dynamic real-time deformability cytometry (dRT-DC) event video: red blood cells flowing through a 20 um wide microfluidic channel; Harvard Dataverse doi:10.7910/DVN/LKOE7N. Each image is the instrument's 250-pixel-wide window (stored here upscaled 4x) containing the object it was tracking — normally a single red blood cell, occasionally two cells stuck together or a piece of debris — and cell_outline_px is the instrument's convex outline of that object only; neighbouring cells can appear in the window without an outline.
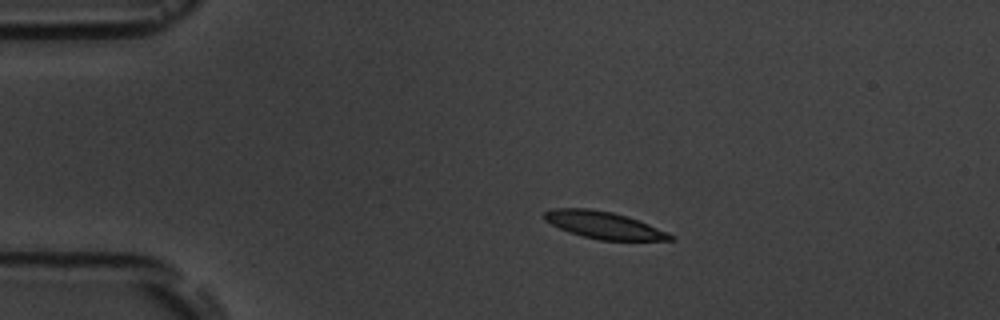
{"species": "common noctule bat (a hibernating species)", "species_latin": "Nyctalus noctula", "temperature_condition": "room temperature", "stored_images_in_passage": 4, "camera_frame_rate_fps": 3000, "um_per_image_px": 0.085, "animal": {"sex": "male", "body_mass_g": 19.5, "forearm_length_mm": 54.6}, "frame": {"image": 1, "passage_image": 3, "time_ms": 2.333, "image_size_px": [1000, 320], "cell_outline_px": [[676, 240], [600, 240], [584, 236], [560, 228], [544, 220], [544, 212], [552, 208], [588, 208], [612, 212], [628, 216], [668, 232], [676, 236]], "centroid_in_image_um": [51.36, 19.13], "position_along_channel_um": 33.6, "area_um2": 19.77}}